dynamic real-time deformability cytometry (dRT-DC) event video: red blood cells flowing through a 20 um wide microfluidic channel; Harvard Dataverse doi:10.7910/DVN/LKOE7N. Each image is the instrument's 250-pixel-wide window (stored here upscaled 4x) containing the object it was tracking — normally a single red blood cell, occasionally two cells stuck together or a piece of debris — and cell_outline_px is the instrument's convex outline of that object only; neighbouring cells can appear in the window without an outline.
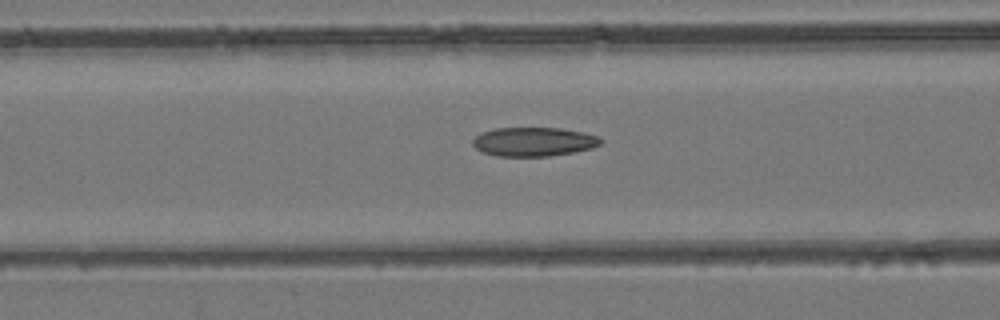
{"species": "common noctule bat (a hibernating species)", "species_latin": "Nyctalus noctula", "temperature_condition": "room temperature", "stored_images_in_passage": 44, "camera_frame_rate_fps": 3000, "um_per_image_px": 0.085, "animal": {"sex": "female", "body_mass_g": 24.6, "forearm_length_mm": 56.2}, "frame": {"image": 1, "passage_image": 20, "time_ms": 6.333, "image_size_px": [1000, 320], "cell_outline_px": [[604, 140], [600, 144], [592, 148], [572, 152], [548, 156], [496, 156], [484, 152], [476, 148], [472, 144], [472, 140], [480, 132], [496, 128], [560, 128], [580, 132], [596, 136]], "centroid_in_image_um": [45.33, 12.04], "position_along_channel_um": 121.3, "area_um2": 21.44}}
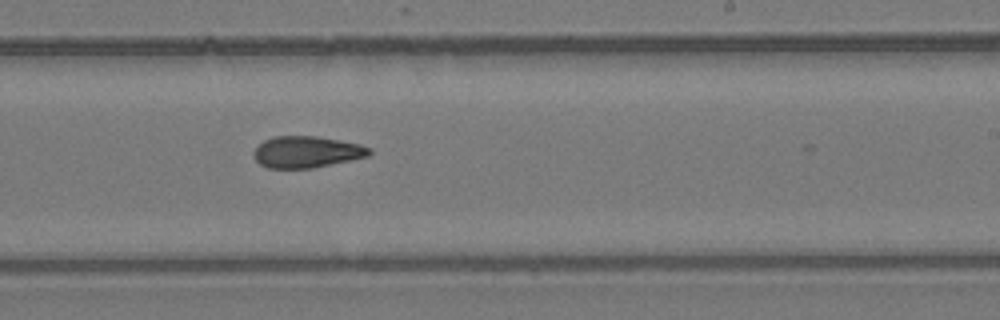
{"frame": {"image": 2, "passage_image": 30, "time_ms": 9.667, "image_size_px": [1000, 320], "cell_outline_px": [[372, 152], [368, 156], [312, 168], [268, 168], [260, 164], [252, 156], [252, 152], [264, 140], [276, 136], [316, 136], [360, 144], [372, 148]], "centroid_in_image_um": [26.05, 12.91], "position_along_channel_um": 262.9, "area_um2": 21.15}}
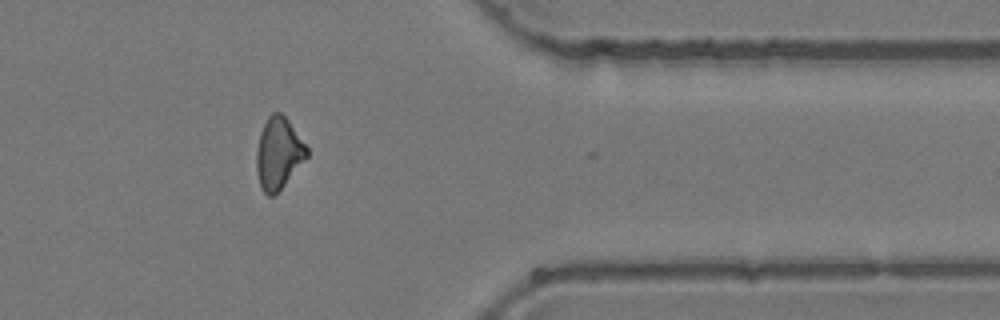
{"frame": {"image": 3, "passage_image": 40, "time_ms": 13.0, "image_size_px": [1000, 320], "cell_outline_px": [[308, 156], [284, 184], [272, 196], [268, 196], [260, 188], [256, 172], [256, 152], [260, 132], [268, 116], [272, 112], [280, 112], [288, 120], [308, 148]], "centroid_in_image_um": [23.64, 13.02], "position_along_channel_um": 387.8, "area_um2": 20.81}}